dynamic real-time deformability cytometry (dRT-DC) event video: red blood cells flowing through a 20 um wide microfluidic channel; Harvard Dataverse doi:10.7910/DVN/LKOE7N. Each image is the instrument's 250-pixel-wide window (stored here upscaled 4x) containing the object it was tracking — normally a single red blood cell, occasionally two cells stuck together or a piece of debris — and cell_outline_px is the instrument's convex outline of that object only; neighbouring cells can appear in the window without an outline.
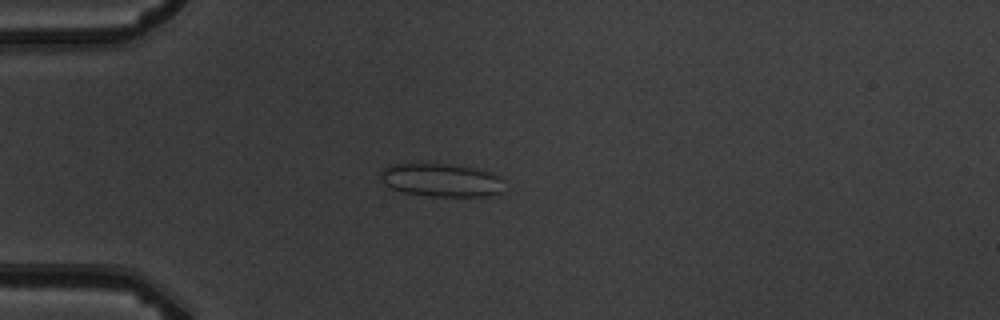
{"species": "common noctule bat (a hibernating species)", "species_latin": "Nyctalus noctula", "temperature_condition": "warm", "stored_images_in_passage": 8, "camera_frame_rate_fps": 3000, "um_per_image_px": 0.085, "animal": {"sex": "male", "body_mass_g": 19.5, "forearm_length_mm": 54.6}, "frame": {"image": 1, "passage_image": 3, "time_ms": 2.333, "image_size_px": [1000, 320], "cell_outline_px": [[504, 192], [500, 196], [428, 196], [404, 192], [388, 188], [380, 176], [380, 172], [388, 164], [452, 164], [476, 168], [492, 172], [500, 176], [504, 180]], "centroid_in_image_um": [37.59, 15.32], "position_along_channel_um": 47.4, "area_um2": 24.51}}
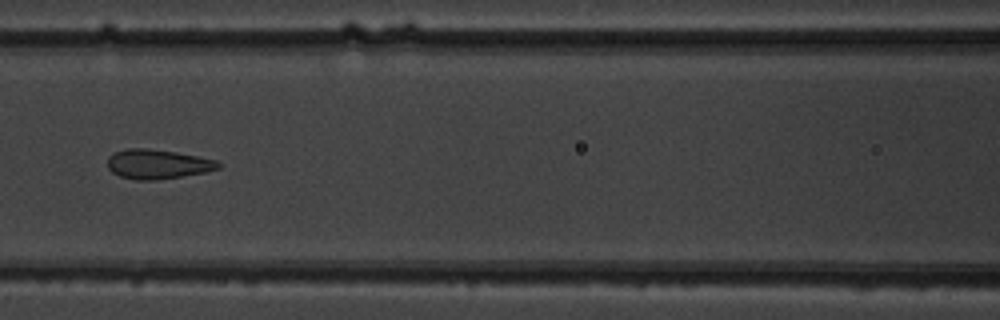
{"frame": {"image": 2, "passage_image": 6, "time_ms": 5.667, "image_size_px": [1000, 320], "cell_outline_px": [[220, 168], [204, 172], [156, 180], [136, 180], [120, 176], [112, 172], [108, 168], [108, 156], [112, 152], [128, 148], [148, 148], [176, 152], [216, 160], [220, 164]], "centroid_in_image_um": [13.35, 13.94], "position_along_channel_um": 153.3, "area_um2": 18.96}}
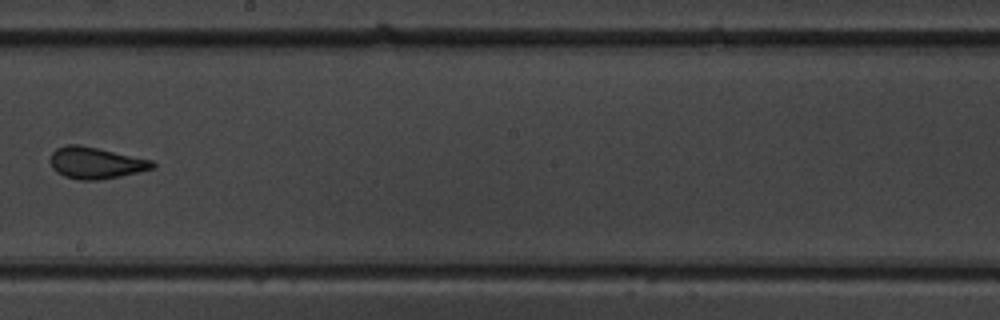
{"frame": {"image": 3, "passage_image": 8, "time_ms": 8.0, "image_size_px": [1000, 320], "cell_outline_px": [[156, 164], [152, 168], [120, 176], [100, 180], [80, 180], [64, 176], [56, 172], [52, 168], [52, 152], [56, 148], [68, 144], [80, 144], [152, 160]], "centroid_in_image_um": [8.11, 13.84], "position_along_channel_um": 240.1, "area_um2": 18.61}}